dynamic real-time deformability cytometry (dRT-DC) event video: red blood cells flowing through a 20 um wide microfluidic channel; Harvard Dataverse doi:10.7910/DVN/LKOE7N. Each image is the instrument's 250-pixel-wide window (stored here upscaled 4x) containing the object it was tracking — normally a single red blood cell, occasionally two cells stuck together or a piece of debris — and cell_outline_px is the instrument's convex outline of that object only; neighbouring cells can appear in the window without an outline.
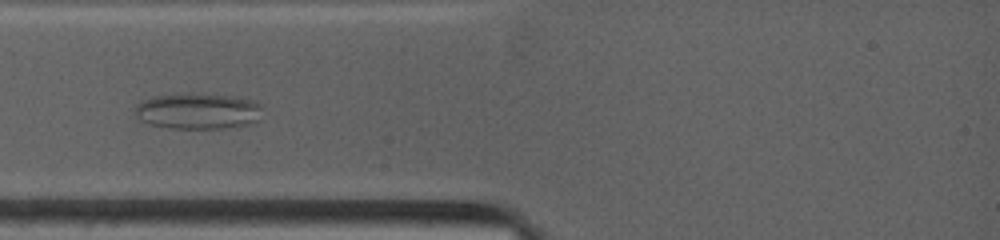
{"species": "common noctule bat (a hibernating species)", "species_latin": "Nyctalus noctula", "temperature_condition": "warm", "stored_images_in_passage": 4, "camera_frame_rate_fps": 4500, "um_per_image_px": 0.085, "animal": {"sex": "female", "body_mass_g": 19.0, "forearm_length_mm": 53.3}, "frame": {"image": 1, "passage_image": 3, "time_ms": 1.333, "image_size_px": [1000, 240], "cell_outline_px": [[260, 108], [256, 120], [248, 124], [220, 128], [168, 128], [148, 124], [140, 120], [136, 116], [136, 104], [140, 100], [152, 96], [240, 96], [252, 100], [260, 104]], "centroid_in_image_um": [16.76, 9.47], "position_along_channel_um": 68.2, "area_um2": 25.72}}